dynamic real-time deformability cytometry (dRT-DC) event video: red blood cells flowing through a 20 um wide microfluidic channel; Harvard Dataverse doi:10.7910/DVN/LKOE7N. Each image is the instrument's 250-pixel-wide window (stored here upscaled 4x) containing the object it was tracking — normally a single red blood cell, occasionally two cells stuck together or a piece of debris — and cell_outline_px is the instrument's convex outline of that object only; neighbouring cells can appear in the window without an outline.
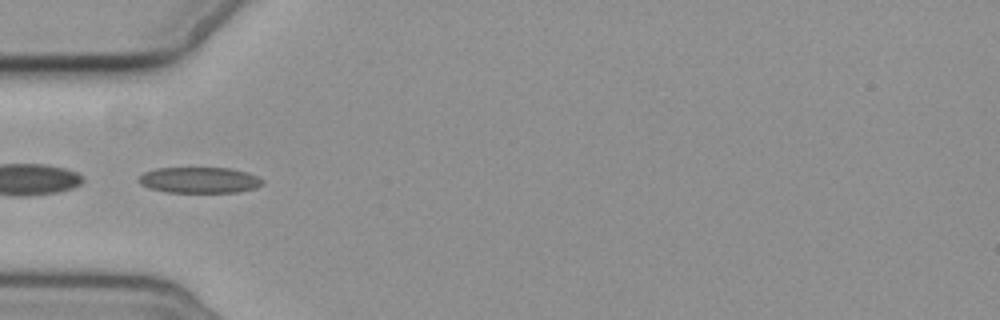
{"species": "common noctule bat (a hibernating species)", "species_latin": "Nyctalus noctula", "temperature_condition": "cold", "stored_images_in_passage": 8, "camera_frame_rate_fps": 3000, "um_per_image_px": 0.085, "animal": {"sex": "female", "body_mass_g": 19.3, "forearm_length_mm": 54.1}, "frame": {"image": 1, "passage_image": 5, "time_ms": 4.667, "image_size_px": [1000, 320], "cell_outline_px": [[264, 184], [256, 188], [240, 192], [168, 192], [148, 188], [140, 184], [136, 180], [144, 172], [156, 168], [228, 168], [248, 172], [264, 180]], "centroid_in_image_um": [16.96, 15.31], "position_along_channel_um": 68.0, "area_um2": 18.84}}
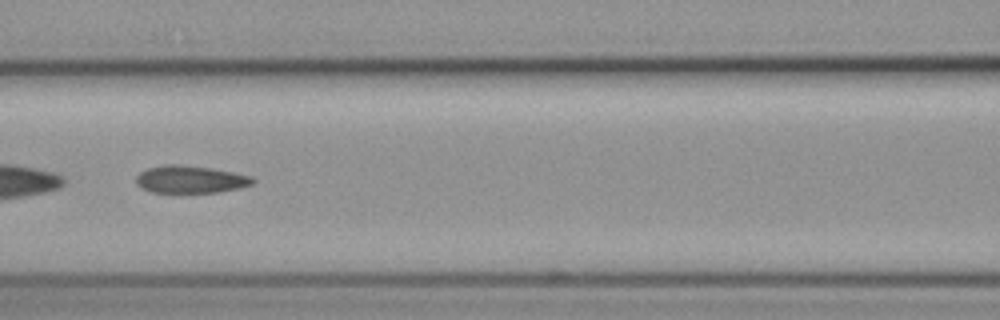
{"frame": {"image": 2, "passage_image": 7, "time_ms": 7.0, "image_size_px": [1000, 320], "cell_outline_px": [[256, 180], [252, 184], [240, 188], [216, 192], [180, 196], [152, 192], [140, 188], [136, 184], [136, 176], [140, 172], [148, 168], [164, 164], [180, 164], [212, 168], [252, 176]], "centroid_in_image_um": [16.14, 15.29], "position_along_channel_um": 150.5, "area_um2": 19.65}}